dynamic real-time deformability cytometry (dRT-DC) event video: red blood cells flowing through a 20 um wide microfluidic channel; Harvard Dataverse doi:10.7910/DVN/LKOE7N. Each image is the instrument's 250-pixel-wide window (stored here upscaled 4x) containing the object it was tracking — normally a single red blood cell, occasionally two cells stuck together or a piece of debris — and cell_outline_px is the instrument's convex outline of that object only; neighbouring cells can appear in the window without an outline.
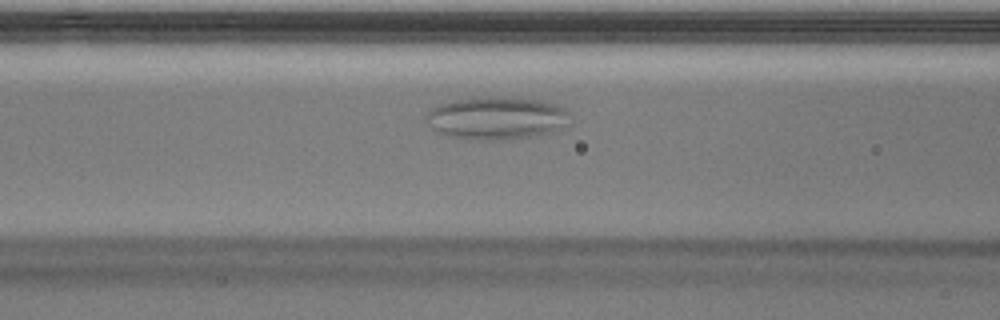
{"species": "Egyptian fruit bat (a non-hibernating species)", "species_latin": "Rousettus aegyptiacus", "temperature_condition": "warm", "stored_images_in_passage": 48, "camera_frame_rate_fps": 3000, "um_per_image_px": 0.085, "animal": {"sex": "male"}, "frame": {"image": 1, "passage_image": 18, "time_ms": 5.667, "image_size_px": [1000, 320], "cell_outline_px": [[568, 112], [560, 124], [552, 132], [528, 136], [492, 140], [452, 136], [440, 132], [432, 128], [424, 116], [432, 108], [440, 104], [456, 100], [488, 96], [536, 100], [556, 104], [564, 108]], "centroid_in_image_um": [42.12, 10.01], "position_along_channel_um": 124.5, "area_um2": 34.33}}
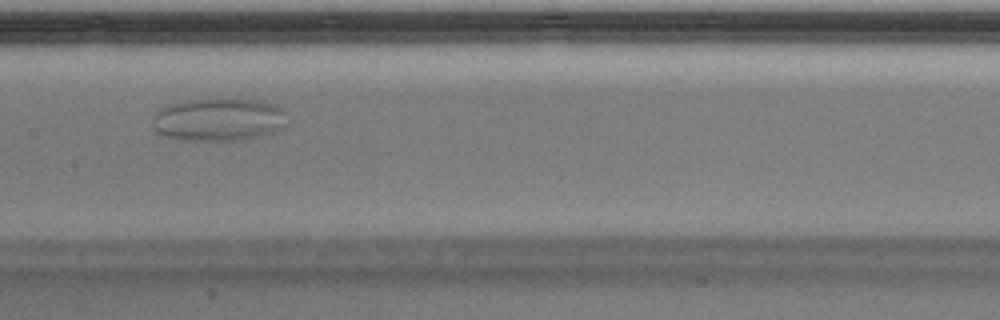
{"frame": {"image": 2, "passage_image": 23, "time_ms": 7.333, "image_size_px": [1000, 320], "cell_outline_px": [[288, 124], [284, 128], [260, 136], [232, 140], [184, 140], [168, 136], [156, 132], [152, 124], [152, 120], [156, 112], [160, 108], [168, 104], [184, 100], [252, 100], [272, 104], [280, 108], [284, 112]], "centroid_in_image_um": [18.56, 10.17], "position_along_channel_um": 188.8, "area_um2": 33.23}}